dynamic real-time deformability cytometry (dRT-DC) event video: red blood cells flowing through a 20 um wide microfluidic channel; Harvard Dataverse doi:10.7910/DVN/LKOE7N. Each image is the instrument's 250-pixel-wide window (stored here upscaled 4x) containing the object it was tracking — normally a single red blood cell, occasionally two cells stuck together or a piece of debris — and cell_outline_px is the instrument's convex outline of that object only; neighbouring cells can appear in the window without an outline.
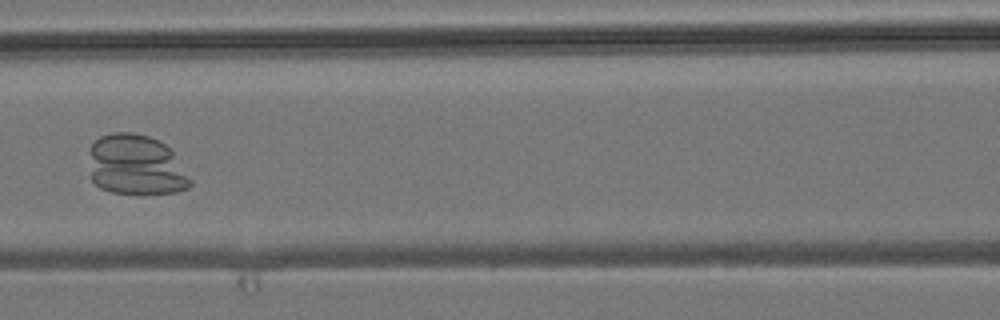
{"species": "common noctule bat (a hibernating species)", "species_latin": "Nyctalus noctula", "temperature_condition": "room temperature", "stored_images_in_passage": 5, "camera_frame_rate_fps": 3000, "um_per_image_px": 0.085, "animal": {"sex": "male", "body_mass_g": 19.2, "forearm_length_mm": 51.8}, "frame": {"image": 1, "passage_image": 5, "time_ms": 5.667, "image_size_px": [1000, 320], "cell_outline_px": [[192, 184], [188, 188], [176, 192], [144, 196], [112, 192], [100, 188], [92, 180], [92, 144], [100, 136], [112, 132], [132, 132], [148, 136], [160, 140], [172, 152], [192, 180]], "centroid_in_image_um": [11.6, 14.07], "position_along_channel_um": 155.0, "area_um2": 35.78}}